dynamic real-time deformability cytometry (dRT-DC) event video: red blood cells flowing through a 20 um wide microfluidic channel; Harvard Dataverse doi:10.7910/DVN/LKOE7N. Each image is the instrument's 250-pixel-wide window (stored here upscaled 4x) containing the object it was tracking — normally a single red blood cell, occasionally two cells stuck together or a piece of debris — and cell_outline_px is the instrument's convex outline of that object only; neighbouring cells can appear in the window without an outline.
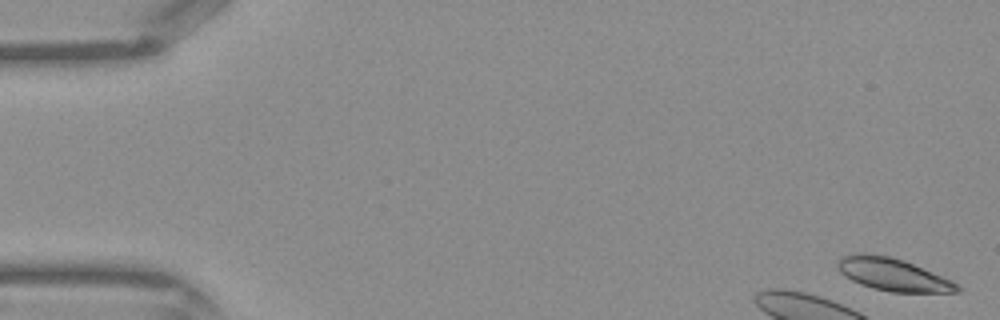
{"species": "Egyptian fruit bat (a non-hibernating species)", "species_latin": "Rousettus aegyptiacus", "temperature_condition": "warm", "stored_images_in_passage": 12, "camera_frame_rate_fps": 3000, "um_per_image_px": 0.085, "frame": {"image": 1, "passage_image": 1, "time_ms": 0.0, "image_size_px": [1000, 320], "cell_outline_px": [[964, 288], [960, 292], [892, 292], [872, 288], [860, 284], [844, 276], [840, 272], [836, 264], [840, 256], [860, 252], [864, 252], [888, 256], [904, 260], [952, 280], [960, 284]], "centroid_in_image_um": [75.91, 23.33], "position_along_channel_um": 9.1, "area_um2": 23.0}}